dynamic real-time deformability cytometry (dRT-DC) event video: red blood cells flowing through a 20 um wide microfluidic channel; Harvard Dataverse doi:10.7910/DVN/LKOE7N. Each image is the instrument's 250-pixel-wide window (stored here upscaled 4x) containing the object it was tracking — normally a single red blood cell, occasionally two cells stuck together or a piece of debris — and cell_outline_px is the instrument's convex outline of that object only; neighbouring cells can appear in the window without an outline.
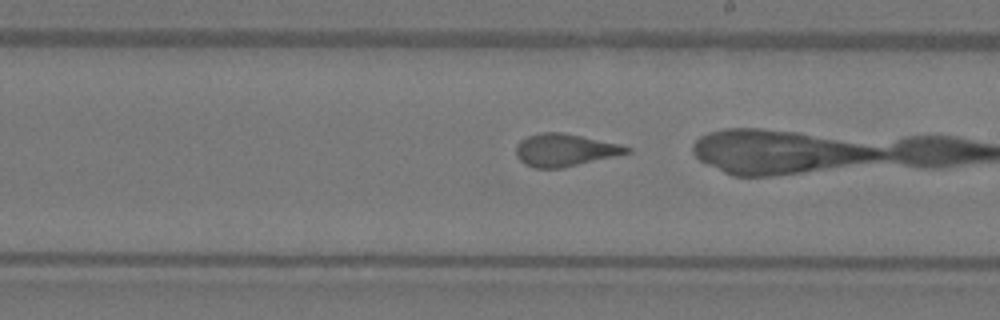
{"species": "Egyptian fruit bat (a non-hibernating species)", "species_latin": "Rousettus aegyptiacus", "temperature_condition": "warm", "stored_images_in_passage": 28, "camera_frame_rate_fps": 3000, "um_per_image_px": 0.085, "animal": {"sex": "female"}, "frame": {"image": 1, "passage_image": 13, "time_ms": 4.0, "image_size_px": [1000, 320], "cell_outline_px": [[632, 152], [564, 168], [532, 168], [524, 164], [516, 156], [516, 144], [520, 140], [528, 136], [540, 132], [564, 132], [620, 144], [632, 148]], "centroid_in_image_um": [48.0, 12.75], "position_along_channel_um": 241.0, "area_um2": 21.21}, "authors_computed_cell_mechanics": {"area_um2": 20.808, "velocity_mm_per_s": 4.0477, "shape_relaxation_time_tau1_ms": 7.2835, "shape_relaxation_time_tau2_ms": 0.9125, "deformation_change_tau1": 0.1724, "deformation_change_tau2": 0.053}}